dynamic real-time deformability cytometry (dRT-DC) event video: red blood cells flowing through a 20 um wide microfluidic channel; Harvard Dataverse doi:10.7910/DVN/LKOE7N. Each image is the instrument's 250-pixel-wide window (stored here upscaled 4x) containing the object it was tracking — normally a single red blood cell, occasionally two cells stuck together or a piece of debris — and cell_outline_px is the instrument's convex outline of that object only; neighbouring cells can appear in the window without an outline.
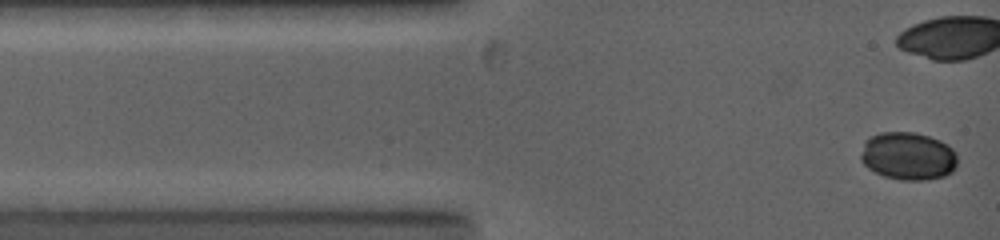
{"species": "common noctule bat (a hibernating species)", "species_latin": "Nyctalus noctula", "temperature_condition": "warm", "stored_images_in_passage": 12, "camera_frame_rate_fps": 5000, "um_per_image_px": 0.085, "animal": {"sex": "female", "body_mass_g": 19.0, "forearm_length_mm": 53.3}, "frame": {"image": 1, "passage_image": 1, "time_ms": 0.0, "image_size_px": [1000, 240], "cell_outline_px": [[956, 168], [952, 172], [944, 176], [928, 180], [900, 180], [884, 176], [868, 168], [860, 160], [860, 156], [864, 144], [868, 136], [880, 132], [916, 132], [940, 140], [948, 144], [956, 152]], "centroid_in_image_um": [77.19, 13.26], "position_along_channel_um": 7.8, "area_um2": 27.22}}